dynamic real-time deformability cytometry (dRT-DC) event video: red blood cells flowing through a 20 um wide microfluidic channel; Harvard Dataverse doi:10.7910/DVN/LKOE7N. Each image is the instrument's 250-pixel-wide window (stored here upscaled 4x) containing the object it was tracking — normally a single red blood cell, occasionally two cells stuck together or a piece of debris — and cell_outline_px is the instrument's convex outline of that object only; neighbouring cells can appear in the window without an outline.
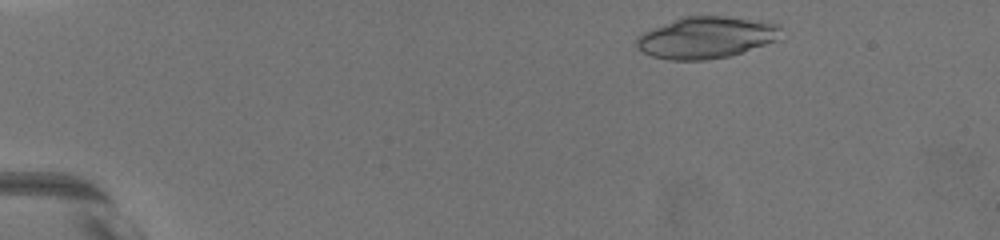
{"species": "common noctule bat (a hibernating species)", "species_latin": "Nyctalus noctula", "temperature_condition": "warm", "stored_images_in_passage": 22, "camera_frame_rate_fps": 3000, "um_per_image_px": 0.085, "animal": {"sex": "female", "body_mass_g": 19.5, "forearm_length_mm": 54.1}, "frame": {"image": 1, "passage_image": 2, "time_ms": 0.667, "image_size_px": [1000, 240], "cell_outline_px": [[780, 28], [776, 40], [732, 56], [704, 60], [668, 60], [652, 56], [636, 48], [636, 36], [652, 28], [684, 16], [724, 16], [760, 20], [780, 24]], "centroid_in_image_um": [60.0, 3.19], "position_along_channel_um": 25.0, "area_um2": 35.03}}